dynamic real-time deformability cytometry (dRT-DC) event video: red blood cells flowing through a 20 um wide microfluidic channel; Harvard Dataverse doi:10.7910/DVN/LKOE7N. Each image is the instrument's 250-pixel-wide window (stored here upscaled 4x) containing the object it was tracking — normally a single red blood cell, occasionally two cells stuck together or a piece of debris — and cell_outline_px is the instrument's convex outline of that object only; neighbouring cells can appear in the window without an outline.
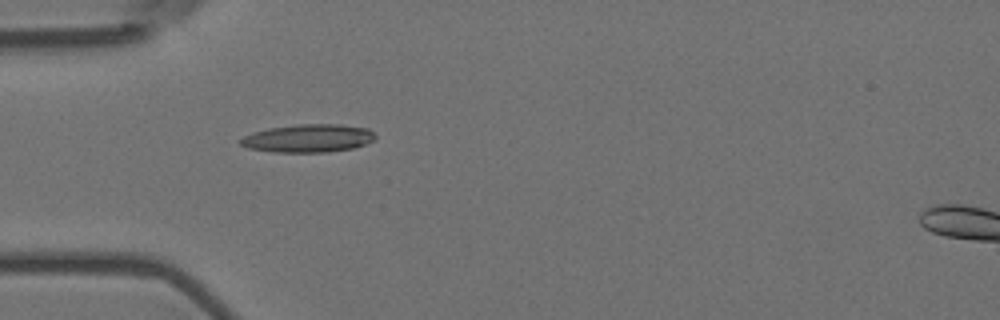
{"species": "Egyptian fruit bat (a non-hibernating species)", "species_latin": "Rousettus aegyptiacus", "temperature_condition": "room temperature", "stored_images_in_passage": 5, "camera_frame_rate_fps": 3000, "um_per_image_px": 0.085, "animal": {"sex": "female"}, "frame": {"image": 1, "passage_image": 5, "time_ms": 1.333, "image_size_px": [1000, 320], "cell_outline_px": [[376, 136], [372, 140], [364, 144], [352, 148], [328, 152], [272, 152], [248, 148], [240, 144], [236, 140], [252, 132], [268, 128], [300, 124], [340, 124], [368, 128]], "centroid_in_image_um": [26.14, 11.75], "position_along_channel_um": 58.9, "area_um2": 22.08}}